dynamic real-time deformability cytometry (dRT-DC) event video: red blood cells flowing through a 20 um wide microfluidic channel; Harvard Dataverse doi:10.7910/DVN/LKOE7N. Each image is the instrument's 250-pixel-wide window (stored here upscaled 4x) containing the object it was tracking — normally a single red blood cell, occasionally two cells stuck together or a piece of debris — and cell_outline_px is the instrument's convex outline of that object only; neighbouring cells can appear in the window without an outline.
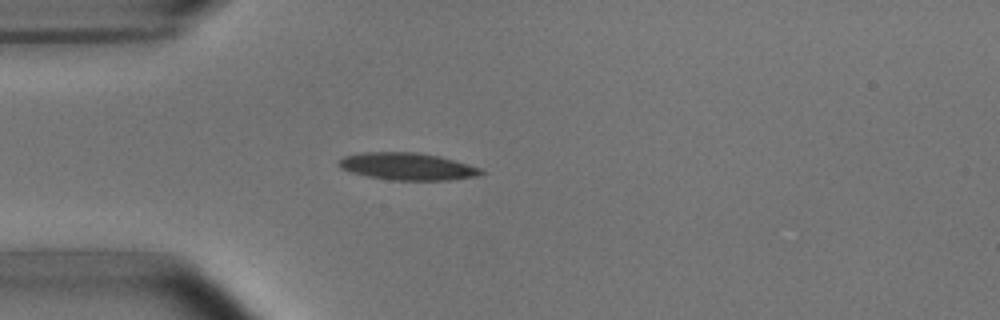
{"species": "common noctule bat (a hibernating species)", "species_latin": "Nyctalus noctula", "temperature_condition": "room temperature", "stored_images_in_passage": 30, "camera_frame_rate_fps": 3000, "um_per_image_px": 0.085, "animal": {"sex": "male", "body_mass_g": 15.6}, "frame": {"image": 1, "passage_image": 1, "time_ms": 0.0, "image_size_px": [1000, 320], "cell_outline_px": [[484, 172], [480, 176], [448, 180], [392, 180], [368, 176], [352, 172], [340, 168], [336, 164], [336, 160], [344, 156], [360, 152], [416, 152], [440, 156], [468, 164], [480, 168]], "centroid_in_image_um": [34.6, 14.14], "position_along_channel_um": 50.4, "area_um2": 22.72}}
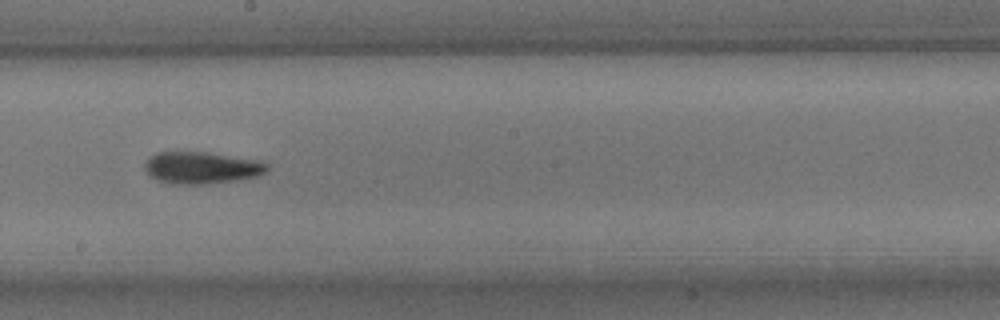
{"frame": {"image": 2, "passage_image": 16, "time_ms": 5.0, "image_size_px": [1000, 320], "cell_outline_px": [[268, 168], [264, 172], [256, 176], [236, 180], [200, 184], [168, 184], [156, 180], [148, 176], [144, 168], [144, 164], [156, 152], [204, 152], [260, 160], [268, 164]], "centroid_in_image_um": [17.08, 14.26], "position_along_channel_um": 231.1, "area_um2": 22.72}}
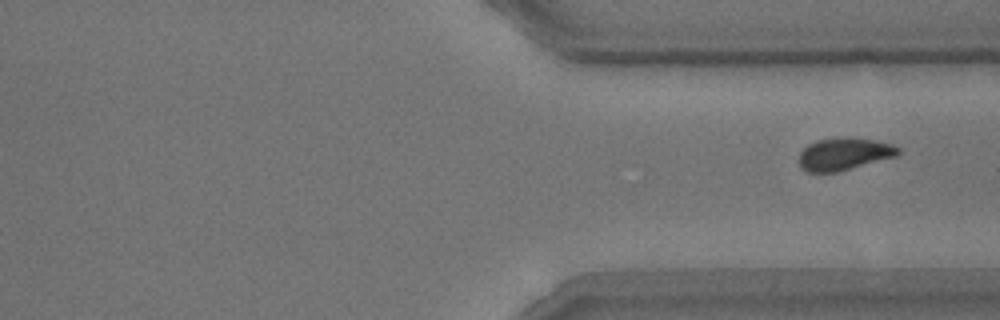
{"frame": {"image": 3, "passage_image": 30, "time_ms": 9.667, "image_size_px": [1000, 320], "cell_outline_px": [[900, 152], [896, 156], [836, 172], [808, 172], [800, 168], [800, 152], [808, 144], [816, 140], [840, 136], [848, 136], [872, 140], [892, 144], [900, 148]], "centroid_in_image_um": [71.73, 13.07], "position_along_channel_um": 339.7, "area_um2": 18.73}}